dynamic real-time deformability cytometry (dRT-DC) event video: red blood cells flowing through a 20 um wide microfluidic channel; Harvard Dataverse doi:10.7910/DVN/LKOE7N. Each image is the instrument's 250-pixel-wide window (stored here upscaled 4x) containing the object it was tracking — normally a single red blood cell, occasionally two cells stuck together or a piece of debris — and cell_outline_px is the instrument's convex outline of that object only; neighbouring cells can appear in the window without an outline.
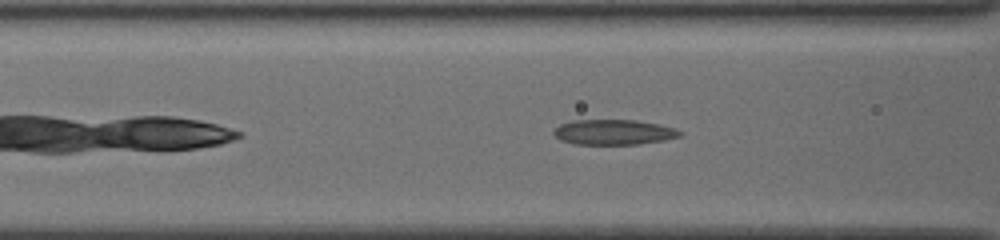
{"species": "common noctule bat (a hibernating species)", "species_latin": "Nyctalus noctula", "temperature_condition": "cold", "stored_images_in_passage": 41, "camera_frame_rate_fps": 3000, "um_per_image_px": 0.085, "animal": {"sex": "female", "body_mass_g": 19.5, "forearm_length_mm": 54.1}, "frame": {"image": 1, "passage_image": 9, "time_ms": 2.667, "image_size_px": [1000, 240], "cell_outline_px": [[684, 132], [680, 136], [664, 140], [640, 144], [572, 144], [560, 140], [552, 132], [560, 124], [572, 120], [636, 120], [656, 124], [672, 128]], "centroid_in_image_um": [52.13, 11.24], "position_along_channel_um": 114.5, "area_um2": 18.44}}
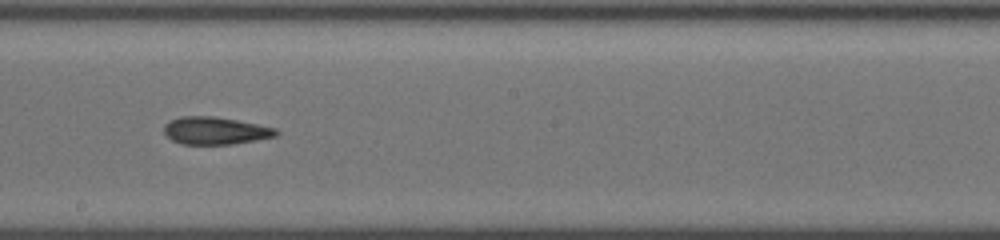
{"frame": {"image": 2, "passage_image": 18, "time_ms": 5.667, "image_size_px": [1000, 240], "cell_outline_px": [[280, 132], [276, 136], [256, 140], [232, 144], [180, 144], [172, 140], [164, 132], [164, 124], [172, 120], [184, 116], [212, 116], [236, 120], [276, 128]], "centroid_in_image_um": [18.31, 11.11], "position_along_channel_um": 229.9, "area_um2": 17.8}}
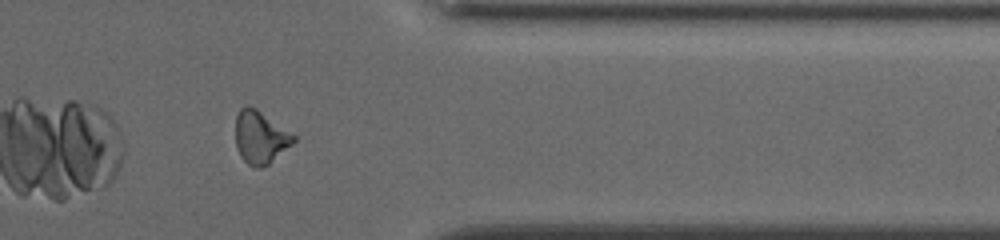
{"frame": {"image": 3, "passage_image": 31, "time_ms": 10.0, "image_size_px": [1000, 240], "cell_outline_px": [[296, 140], [292, 144], [268, 164], [260, 168], [252, 168], [240, 156], [236, 148], [236, 116], [240, 108], [248, 104], [256, 108], [296, 136]], "centroid_in_image_um": [22.11, 11.67], "position_along_channel_um": 389.3, "area_um2": 17.8}, "authors_computed_cell_mechanics": {"area_um2": 17.8024, "velocity_mm_per_s": 3.8458, "shape_relaxation_time_tau1_ms": 8.6203, "shape_relaxation_time_tau2_ms": 3.9052, "deformation_change_tau1": 0.1746, "deformation_change_tau2": 0.1357}}